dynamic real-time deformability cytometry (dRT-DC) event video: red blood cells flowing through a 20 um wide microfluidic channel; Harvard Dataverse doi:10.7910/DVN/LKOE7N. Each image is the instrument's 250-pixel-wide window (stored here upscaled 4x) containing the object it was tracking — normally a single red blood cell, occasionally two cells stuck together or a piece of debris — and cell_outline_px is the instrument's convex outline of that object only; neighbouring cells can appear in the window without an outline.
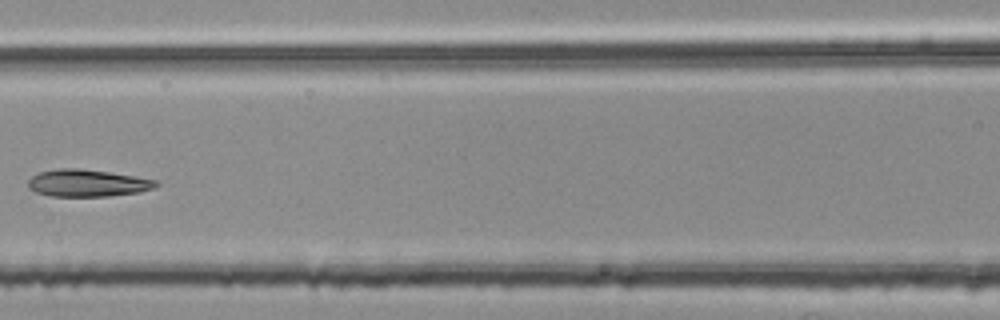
{"species": "common noctule bat (a hibernating species)", "species_latin": "Nyctalus noctula", "temperature_condition": "room temperature", "stored_images_in_passage": 6, "camera_frame_rate_fps": 3000, "um_per_image_px": 0.085, "animal": {"sex": "female", "body_mass_g": 25.1}, "frame": {"image": 1, "passage_image": 6, "time_ms": 1.667, "image_size_px": [1000, 320], "cell_outline_px": [[160, 184], [156, 188], [140, 192], [108, 196], [48, 196], [36, 192], [28, 188], [28, 180], [32, 176], [40, 172], [56, 168], [80, 168], [136, 176], [156, 180]], "centroid_in_image_um": [7.44, 15.56], "position_along_channel_um": 159.2, "area_um2": 20.4}}